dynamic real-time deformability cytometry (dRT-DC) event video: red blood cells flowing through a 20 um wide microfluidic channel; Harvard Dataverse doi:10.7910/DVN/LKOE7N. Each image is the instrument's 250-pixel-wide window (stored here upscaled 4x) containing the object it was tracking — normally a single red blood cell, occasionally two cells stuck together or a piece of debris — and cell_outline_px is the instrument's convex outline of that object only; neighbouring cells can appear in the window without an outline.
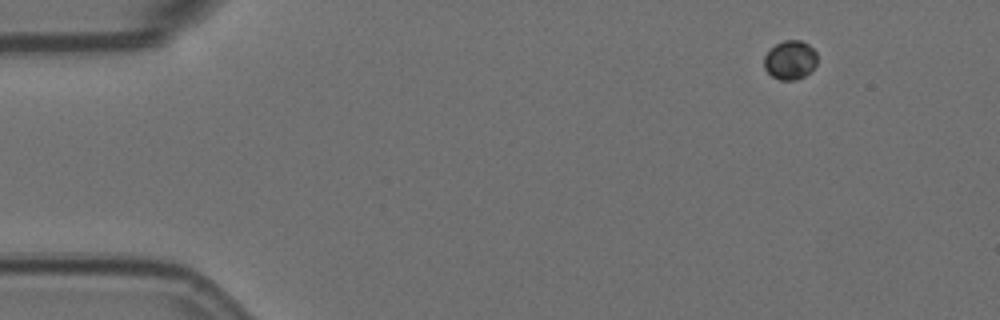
{"species": "Egyptian fruit bat (a non-hibernating species)", "species_latin": "Rousettus aegyptiacus", "temperature_condition": "room temperature", "stored_images_in_passage": 10, "camera_frame_rate_fps": 3000, "um_per_image_px": 0.085, "animal": {"sex": "female"}, "frame": {"image": 1, "passage_image": 1, "time_ms": 0.0, "image_size_px": [1000, 320], "cell_outline_px": [[816, 64], [804, 76], [796, 80], [780, 80], [772, 76], [764, 68], [764, 56], [776, 44], [784, 40], [800, 40], [808, 44], [816, 52]], "centroid_in_image_um": [67.15, 5.1], "position_along_channel_um": 17.8, "area_um2": 11.91}}
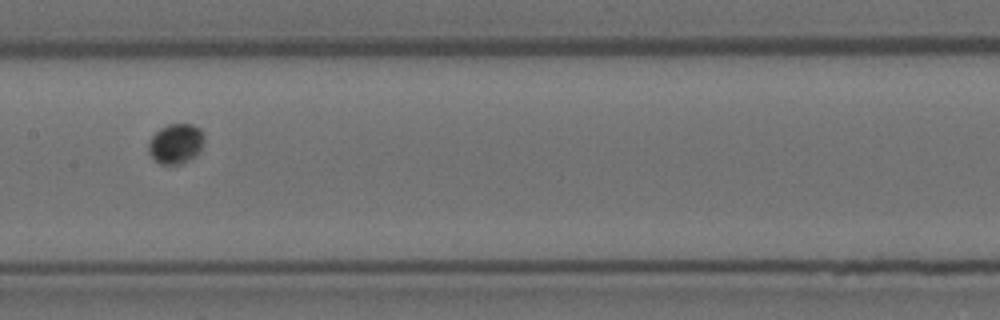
{"frame": {"image": 2, "passage_image": 7, "time_ms": 2.0, "image_size_px": [1000, 320], "cell_outline_px": [[204, 140], [200, 152], [196, 156], [180, 164], [160, 164], [148, 152], [148, 140], [160, 128], [168, 124], [192, 124], [200, 128], [204, 132]], "centroid_in_image_um": [14.96, 12.2], "position_along_channel_um": 192.4, "area_um2": 13.12}}
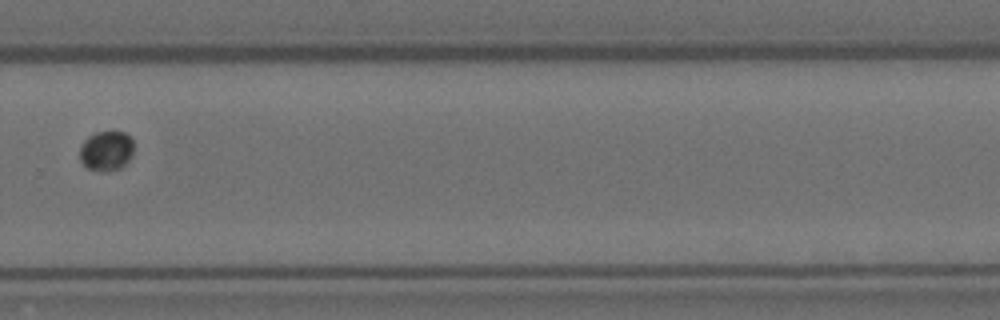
{"frame": {"image": 3, "passage_image": 10, "time_ms": 3.0, "image_size_px": [1000, 320], "cell_outline_px": [[132, 156], [120, 168], [88, 168], [80, 160], [80, 144], [88, 136], [96, 132], [124, 132], [132, 136]], "centroid_in_image_um": [9.03, 12.75], "position_along_channel_um": 320.8, "area_um2": 12.08}}